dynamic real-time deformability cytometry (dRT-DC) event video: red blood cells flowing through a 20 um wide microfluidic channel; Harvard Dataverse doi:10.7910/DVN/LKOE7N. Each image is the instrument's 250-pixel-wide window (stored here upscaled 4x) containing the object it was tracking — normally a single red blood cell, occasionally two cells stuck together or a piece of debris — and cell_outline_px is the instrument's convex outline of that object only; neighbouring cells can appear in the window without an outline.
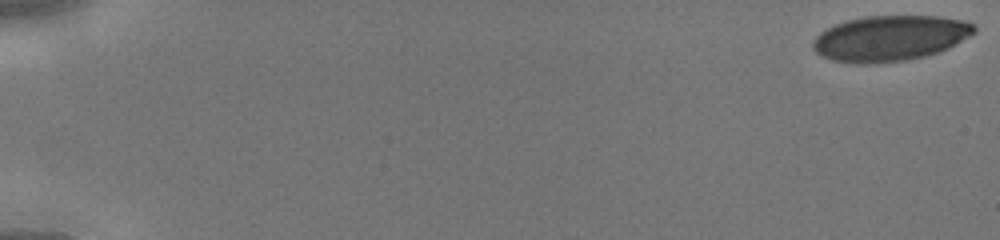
{"species": "human", "species_latin": "Homo sapiens", "temperature_condition": "cold", "stored_images_in_passage": 45, "camera_frame_rate_fps": 3000, "um_per_image_px": 0.085, "donor": {"sex": "male"}, "frame": {"image": 1, "passage_image": 1, "time_ms": 0.0, "image_size_px": [1000, 240], "cell_outline_px": [[976, 32], [948, 48], [924, 56], [904, 60], [876, 64], [856, 64], [832, 60], [820, 56], [812, 48], [812, 40], [820, 32], [836, 24], [848, 20], [864, 16], [936, 16], [964, 20], [972, 24], [976, 28]], "centroid_in_image_um": [75.61, 3.26], "position_along_channel_um": 9.4, "area_um2": 42.77}}
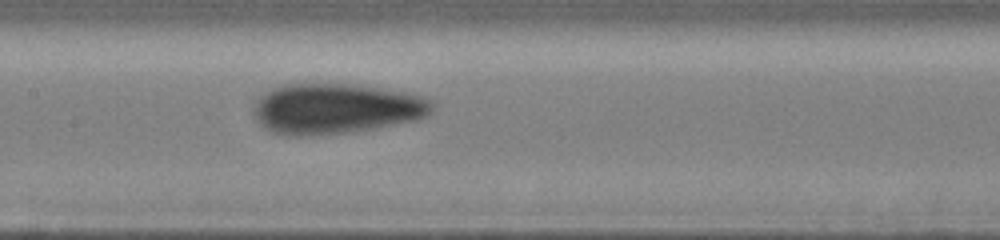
{"frame": {"image": 2, "passage_image": 24, "time_ms": 7.667, "image_size_px": [1000, 240], "cell_outline_px": [[432, 112], [428, 116], [420, 120], [376, 128], [348, 132], [300, 136], [288, 136], [272, 132], [264, 128], [256, 120], [252, 112], [252, 108], [256, 100], [264, 92], [272, 88], [284, 84], [352, 84], [380, 88], [404, 92], [420, 96], [432, 100]], "centroid_in_image_um": [28.53, 9.24], "position_along_channel_um": 178.9, "area_um2": 52.77}}
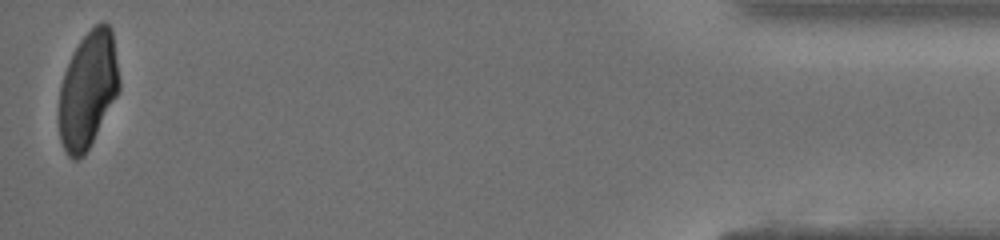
{"frame": {"image": 3, "passage_image": 45, "time_ms": 14.667, "image_size_px": [1000, 240], "cell_outline_px": [[120, 88], [116, 96], [84, 156], [76, 160], [72, 160], [68, 156], [60, 140], [60, 84], [64, 72], [80, 40], [100, 20], [104, 20], [112, 28], [120, 80]], "centroid_in_image_um": [7.49, 7.6], "position_along_channel_um": 427.7, "area_um2": 40.52}}